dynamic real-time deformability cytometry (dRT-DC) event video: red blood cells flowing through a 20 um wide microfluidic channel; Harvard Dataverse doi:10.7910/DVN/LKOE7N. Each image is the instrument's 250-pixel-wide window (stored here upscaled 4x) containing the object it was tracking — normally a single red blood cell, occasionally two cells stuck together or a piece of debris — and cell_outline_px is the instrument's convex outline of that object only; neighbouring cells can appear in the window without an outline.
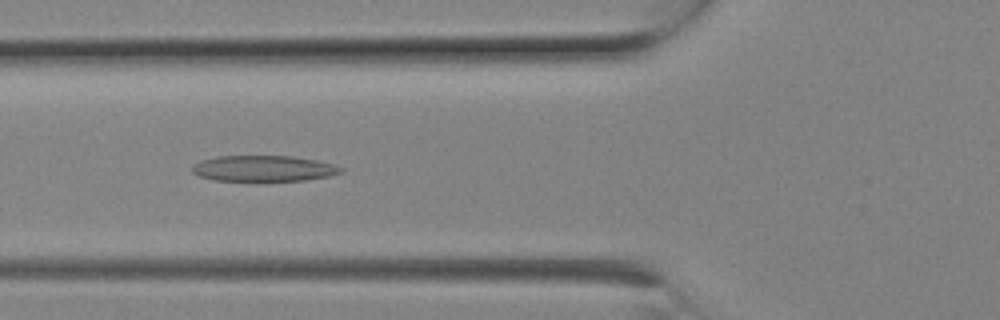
{"species": "Egyptian fruit bat (a non-hibernating species)", "species_latin": "Rousettus aegyptiacus", "temperature_condition": "room temperature", "stored_images_in_passage": 8, "camera_frame_rate_fps": 3000, "um_per_image_px": 0.085, "animal": {"sex": "female"}, "frame": {"image": 1, "passage_image": 7, "time_ms": 2.0, "image_size_px": [1000, 320], "cell_outline_px": [[344, 172], [328, 176], [304, 180], [216, 180], [200, 176], [192, 172], [192, 164], [200, 160], [216, 156], [292, 156], [316, 160], [336, 164], [344, 168]], "centroid_in_image_um": [22.42, 14.3], "position_along_channel_um": 103.4, "area_um2": 22.37}}
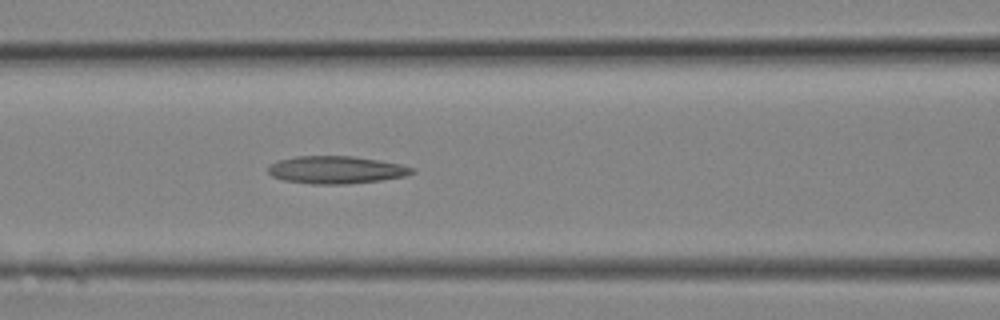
{"frame": {"image": 2, "passage_image": 8, "time_ms": 2.333, "image_size_px": [1000, 320], "cell_outline_px": [[416, 172], [404, 176], [380, 180], [344, 184], [312, 184], [284, 180], [272, 176], [268, 172], [268, 168], [272, 164], [280, 160], [296, 156], [352, 156], [380, 160], [400, 164], [416, 168]], "centroid_in_image_um": [28.6, 14.43], "position_along_channel_um": 138.0, "area_um2": 23.0}}